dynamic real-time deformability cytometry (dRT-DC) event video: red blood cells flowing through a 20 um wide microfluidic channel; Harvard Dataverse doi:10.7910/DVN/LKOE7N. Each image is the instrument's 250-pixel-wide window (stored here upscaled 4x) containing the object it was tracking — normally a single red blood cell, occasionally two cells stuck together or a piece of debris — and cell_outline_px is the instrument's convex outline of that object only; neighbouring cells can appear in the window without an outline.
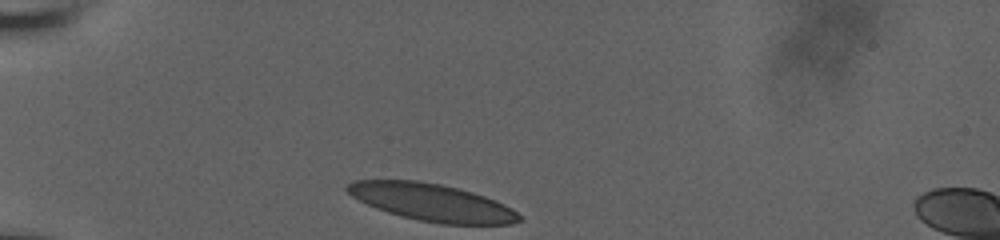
{"species": "human", "species_latin": "Homo sapiens", "temperature_condition": "room temperature", "stored_images_in_passage": 28, "camera_frame_rate_fps": 3000, "um_per_image_px": 0.085, "donor": {"sex": "male"}, "frame": {"image": 1, "passage_image": 1, "time_ms": 0.0, "image_size_px": [1000, 240], "cell_outline_px": [[524, 220], [512, 224], [440, 224], [416, 220], [400, 216], [376, 208], [352, 196], [344, 188], [352, 180], [416, 180], [440, 184], [472, 192], [496, 200], [512, 208]], "centroid_in_image_um": [36.72, 17.21], "position_along_channel_um": 48.3, "area_um2": 37.34}}
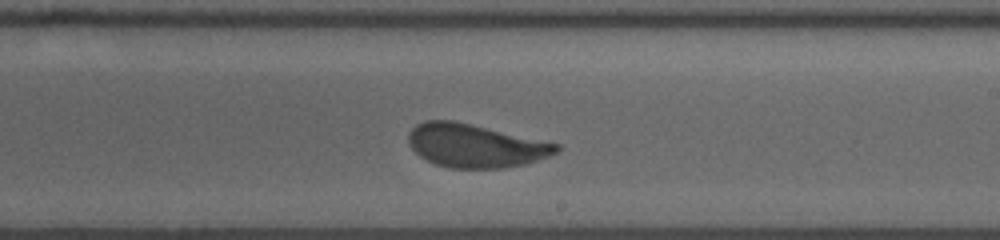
{"frame": {"image": 2, "passage_image": 17, "time_ms": 5.333, "image_size_px": [1000, 240], "cell_outline_px": [[560, 148], [556, 152], [548, 156], [524, 164], [504, 168], [448, 168], [436, 164], [420, 156], [408, 144], [408, 136], [412, 128], [416, 124], [424, 120], [452, 120], [472, 124], [560, 144]], "centroid_in_image_um": [40.38, 12.38], "position_along_channel_um": 248.6, "area_um2": 37.22}}
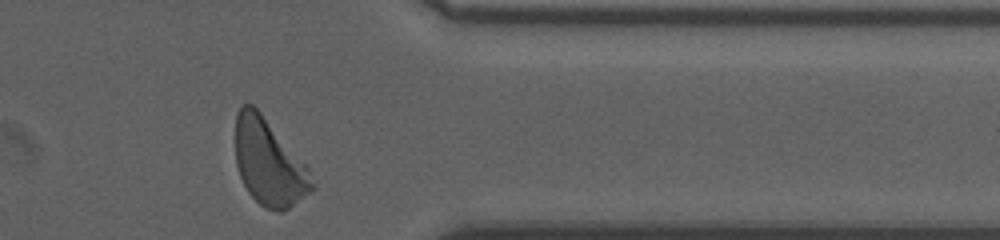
{"frame": {"image": 3, "passage_image": 28, "time_ms": 9.0, "image_size_px": [1000, 240], "cell_outline_px": [[316, 188], [284, 212], [280, 212], [264, 208], [248, 192], [240, 176], [236, 164], [236, 112], [240, 104], [252, 104], [260, 112], [308, 164], [316, 184]], "centroid_in_image_um": [22.9, 13.83], "position_along_channel_um": 388.5, "area_um2": 39.02}, "authors_computed_cell_mechanics": {"area_um2": 37.9168, "velocity_mm_per_s": 3.7321, "shape_relaxation_time_tau1_ms": 2.7271, "shape_relaxation_time_tau2_ms": null, "deformation_change_tau1": 0.13, "deformation_change_tau2": null}}